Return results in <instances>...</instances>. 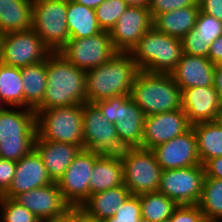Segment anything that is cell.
Returning a JSON list of instances; mask_svg holds the SVG:
<instances>
[{
    "instance_id": "cell-50",
    "label": "cell",
    "mask_w": 222,
    "mask_h": 222,
    "mask_svg": "<svg viewBox=\"0 0 222 222\" xmlns=\"http://www.w3.org/2000/svg\"><path fill=\"white\" fill-rule=\"evenodd\" d=\"M4 37H5V33L0 31V59L2 55Z\"/></svg>"
},
{
    "instance_id": "cell-46",
    "label": "cell",
    "mask_w": 222,
    "mask_h": 222,
    "mask_svg": "<svg viewBox=\"0 0 222 222\" xmlns=\"http://www.w3.org/2000/svg\"><path fill=\"white\" fill-rule=\"evenodd\" d=\"M214 87L222 101V63L216 64L214 70Z\"/></svg>"
},
{
    "instance_id": "cell-30",
    "label": "cell",
    "mask_w": 222,
    "mask_h": 222,
    "mask_svg": "<svg viewBox=\"0 0 222 222\" xmlns=\"http://www.w3.org/2000/svg\"><path fill=\"white\" fill-rule=\"evenodd\" d=\"M0 97L8 107L24 108V91L21 68L0 62Z\"/></svg>"
},
{
    "instance_id": "cell-7",
    "label": "cell",
    "mask_w": 222,
    "mask_h": 222,
    "mask_svg": "<svg viewBox=\"0 0 222 222\" xmlns=\"http://www.w3.org/2000/svg\"><path fill=\"white\" fill-rule=\"evenodd\" d=\"M32 18V29L52 52H59L70 39L67 0L33 1Z\"/></svg>"
},
{
    "instance_id": "cell-10",
    "label": "cell",
    "mask_w": 222,
    "mask_h": 222,
    "mask_svg": "<svg viewBox=\"0 0 222 222\" xmlns=\"http://www.w3.org/2000/svg\"><path fill=\"white\" fill-rule=\"evenodd\" d=\"M52 51L33 29L6 33L0 62L22 68L46 61Z\"/></svg>"
},
{
    "instance_id": "cell-18",
    "label": "cell",
    "mask_w": 222,
    "mask_h": 222,
    "mask_svg": "<svg viewBox=\"0 0 222 222\" xmlns=\"http://www.w3.org/2000/svg\"><path fill=\"white\" fill-rule=\"evenodd\" d=\"M182 109L191 125L215 121L222 101L214 85L191 87L181 91Z\"/></svg>"
},
{
    "instance_id": "cell-25",
    "label": "cell",
    "mask_w": 222,
    "mask_h": 222,
    "mask_svg": "<svg viewBox=\"0 0 222 222\" xmlns=\"http://www.w3.org/2000/svg\"><path fill=\"white\" fill-rule=\"evenodd\" d=\"M31 0H0V31L3 33L32 29Z\"/></svg>"
},
{
    "instance_id": "cell-3",
    "label": "cell",
    "mask_w": 222,
    "mask_h": 222,
    "mask_svg": "<svg viewBox=\"0 0 222 222\" xmlns=\"http://www.w3.org/2000/svg\"><path fill=\"white\" fill-rule=\"evenodd\" d=\"M130 98L145 116L182 109L181 89L171 74L140 70L132 86Z\"/></svg>"
},
{
    "instance_id": "cell-24",
    "label": "cell",
    "mask_w": 222,
    "mask_h": 222,
    "mask_svg": "<svg viewBox=\"0 0 222 222\" xmlns=\"http://www.w3.org/2000/svg\"><path fill=\"white\" fill-rule=\"evenodd\" d=\"M199 12L198 4L168 11L153 19V27L164 34L182 39L195 28Z\"/></svg>"
},
{
    "instance_id": "cell-8",
    "label": "cell",
    "mask_w": 222,
    "mask_h": 222,
    "mask_svg": "<svg viewBox=\"0 0 222 222\" xmlns=\"http://www.w3.org/2000/svg\"><path fill=\"white\" fill-rule=\"evenodd\" d=\"M95 104L106 120L115 124L119 137L134 141L142 148L146 116L130 96H115L97 101Z\"/></svg>"
},
{
    "instance_id": "cell-17",
    "label": "cell",
    "mask_w": 222,
    "mask_h": 222,
    "mask_svg": "<svg viewBox=\"0 0 222 222\" xmlns=\"http://www.w3.org/2000/svg\"><path fill=\"white\" fill-rule=\"evenodd\" d=\"M82 118L84 149L102 156L118 136L115 124L106 120L95 103H83Z\"/></svg>"
},
{
    "instance_id": "cell-45",
    "label": "cell",
    "mask_w": 222,
    "mask_h": 222,
    "mask_svg": "<svg viewBox=\"0 0 222 222\" xmlns=\"http://www.w3.org/2000/svg\"><path fill=\"white\" fill-rule=\"evenodd\" d=\"M207 58L215 65L222 63V35L215 39L210 45Z\"/></svg>"
},
{
    "instance_id": "cell-36",
    "label": "cell",
    "mask_w": 222,
    "mask_h": 222,
    "mask_svg": "<svg viewBox=\"0 0 222 222\" xmlns=\"http://www.w3.org/2000/svg\"><path fill=\"white\" fill-rule=\"evenodd\" d=\"M196 35L203 42L211 45L212 42L222 35V21L213 16L199 12L195 24Z\"/></svg>"
},
{
    "instance_id": "cell-20",
    "label": "cell",
    "mask_w": 222,
    "mask_h": 222,
    "mask_svg": "<svg viewBox=\"0 0 222 222\" xmlns=\"http://www.w3.org/2000/svg\"><path fill=\"white\" fill-rule=\"evenodd\" d=\"M40 220L59 216L71 207L63 198L56 182L20 193L13 198Z\"/></svg>"
},
{
    "instance_id": "cell-38",
    "label": "cell",
    "mask_w": 222,
    "mask_h": 222,
    "mask_svg": "<svg viewBox=\"0 0 222 222\" xmlns=\"http://www.w3.org/2000/svg\"><path fill=\"white\" fill-rule=\"evenodd\" d=\"M183 53L191 56L208 57L210 45L203 42L201 38L196 35V29L193 28L182 39Z\"/></svg>"
},
{
    "instance_id": "cell-28",
    "label": "cell",
    "mask_w": 222,
    "mask_h": 222,
    "mask_svg": "<svg viewBox=\"0 0 222 222\" xmlns=\"http://www.w3.org/2000/svg\"><path fill=\"white\" fill-rule=\"evenodd\" d=\"M201 164L222 156V126L216 121L192 125Z\"/></svg>"
},
{
    "instance_id": "cell-16",
    "label": "cell",
    "mask_w": 222,
    "mask_h": 222,
    "mask_svg": "<svg viewBox=\"0 0 222 222\" xmlns=\"http://www.w3.org/2000/svg\"><path fill=\"white\" fill-rule=\"evenodd\" d=\"M192 125L183 109L145 117L142 148L152 149L188 131Z\"/></svg>"
},
{
    "instance_id": "cell-49",
    "label": "cell",
    "mask_w": 222,
    "mask_h": 222,
    "mask_svg": "<svg viewBox=\"0 0 222 222\" xmlns=\"http://www.w3.org/2000/svg\"><path fill=\"white\" fill-rule=\"evenodd\" d=\"M80 222H101V221L95 220V219H91V218L87 217L85 214H83L80 217Z\"/></svg>"
},
{
    "instance_id": "cell-21",
    "label": "cell",
    "mask_w": 222,
    "mask_h": 222,
    "mask_svg": "<svg viewBox=\"0 0 222 222\" xmlns=\"http://www.w3.org/2000/svg\"><path fill=\"white\" fill-rule=\"evenodd\" d=\"M215 67L208 58L183 53L171 75L181 91L191 87H207L214 84Z\"/></svg>"
},
{
    "instance_id": "cell-11",
    "label": "cell",
    "mask_w": 222,
    "mask_h": 222,
    "mask_svg": "<svg viewBox=\"0 0 222 222\" xmlns=\"http://www.w3.org/2000/svg\"><path fill=\"white\" fill-rule=\"evenodd\" d=\"M59 53L87 72L107 62L117 51L112 45L109 31L102 30L88 38L69 39Z\"/></svg>"
},
{
    "instance_id": "cell-52",
    "label": "cell",
    "mask_w": 222,
    "mask_h": 222,
    "mask_svg": "<svg viewBox=\"0 0 222 222\" xmlns=\"http://www.w3.org/2000/svg\"><path fill=\"white\" fill-rule=\"evenodd\" d=\"M7 106L4 104V102L2 101L1 97H0V111L6 109Z\"/></svg>"
},
{
    "instance_id": "cell-6",
    "label": "cell",
    "mask_w": 222,
    "mask_h": 222,
    "mask_svg": "<svg viewBox=\"0 0 222 222\" xmlns=\"http://www.w3.org/2000/svg\"><path fill=\"white\" fill-rule=\"evenodd\" d=\"M34 111L37 135L41 139L78 145L84 149L83 104Z\"/></svg>"
},
{
    "instance_id": "cell-15",
    "label": "cell",
    "mask_w": 222,
    "mask_h": 222,
    "mask_svg": "<svg viewBox=\"0 0 222 222\" xmlns=\"http://www.w3.org/2000/svg\"><path fill=\"white\" fill-rule=\"evenodd\" d=\"M151 150L162 170L202 165L193 127L170 141L155 146Z\"/></svg>"
},
{
    "instance_id": "cell-19",
    "label": "cell",
    "mask_w": 222,
    "mask_h": 222,
    "mask_svg": "<svg viewBox=\"0 0 222 222\" xmlns=\"http://www.w3.org/2000/svg\"><path fill=\"white\" fill-rule=\"evenodd\" d=\"M52 183L40 155L33 149L16 162V172L11 186L2 196L13 199L20 193Z\"/></svg>"
},
{
    "instance_id": "cell-34",
    "label": "cell",
    "mask_w": 222,
    "mask_h": 222,
    "mask_svg": "<svg viewBox=\"0 0 222 222\" xmlns=\"http://www.w3.org/2000/svg\"><path fill=\"white\" fill-rule=\"evenodd\" d=\"M0 222H38L40 219L14 199L0 196Z\"/></svg>"
},
{
    "instance_id": "cell-37",
    "label": "cell",
    "mask_w": 222,
    "mask_h": 222,
    "mask_svg": "<svg viewBox=\"0 0 222 222\" xmlns=\"http://www.w3.org/2000/svg\"><path fill=\"white\" fill-rule=\"evenodd\" d=\"M141 203L137 195H130L123 204L117 207L114 216L102 222H140Z\"/></svg>"
},
{
    "instance_id": "cell-27",
    "label": "cell",
    "mask_w": 222,
    "mask_h": 222,
    "mask_svg": "<svg viewBox=\"0 0 222 222\" xmlns=\"http://www.w3.org/2000/svg\"><path fill=\"white\" fill-rule=\"evenodd\" d=\"M21 74L24 108L35 109L42 102L47 87L46 61L22 67Z\"/></svg>"
},
{
    "instance_id": "cell-26",
    "label": "cell",
    "mask_w": 222,
    "mask_h": 222,
    "mask_svg": "<svg viewBox=\"0 0 222 222\" xmlns=\"http://www.w3.org/2000/svg\"><path fill=\"white\" fill-rule=\"evenodd\" d=\"M67 26L70 39L88 38L100 33L95 9L67 0Z\"/></svg>"
},
{
    "instance_id": "cell-1",
    "label": "cell",
    "mask_w": 222,
    "mask_h": 222,
    "mask_svg": "<svg viewBox=\"0 0 222 222\" xmlns=\"http://www.w3.org/2000/svg\"><path fill=\"white\" fill-rule=\"evenodd\" d=\"M47 87L34 110L68 107L86 102V71L77 68L59 52L46 59Z\"/></svg>"
},
{
    "instance_id": "cell-44",
    "label": "cell",
    "mask_w": 222,
    "mask_h": 222,
    "mask_svg": "<svg viewBox=\"0 0 222 222\" xmlns=\"http://www.w3.org/2000/svg\"><path fill=\"white\" fill-rule=\"evenodd\" d=\"M203 166L206 177L222 179V156L207 160Z\"/></svg>"
},
{
    "instance_id": "cell-40",
    "label": "cell",
    "mask_w": 222,
    "mask_h": 222,
    "mask_svg": "<svg viewBox=\"0 0 222 222\" xmlns=\"http://www.w3.org/2000/svg\"><path fill=\"white\" fill-rule=\"evenodd\" d=\"M198 4V0H150L148 9L152 19L157 15Z\"/></svg>"
},
{
    "instance_id": "cell-51",
    "label": "cell",
    "mask_w": 222,
    "mask_h": 222,
    "mask_svg": "<svg viewBox=\"0 0 222 222\" xmlns=\"http://www.w3.org/2000/svg\"><path fill=\"white\" fill-rule=\"evenodd\" d=\"M220 126H222V107L218 111L216 120H215Z\"/></svg>"
},
{
    "instance_id": "cell-31",
    "label": "cell",
    "mask_w": 222,
    "mask_h": 222,
    "mask_svg": "<svg viewBox=\"0 0 222 222\" xmlns=\"http://www.w3.org/2000/svg\"><path fill=\"white\" fill-rule=\"evenodd\" d=\"M141 203L142 220L167 222L178 204L160 192L138 195Z\"/></svg>"
},
{
    "instance_id": "cell-14",
    "label": "cell",
    "mask_w": 222,
    "mask_h": 222,
    "mask_svg": "<svg viewBox=\"0 0 222 222\" xmlns=\"http://www.w3.org/2000/svg\"><path fill=\"white\" fill-rule=\"evenodd\" d=\"M152 27L153 19L148 8L129 6L109 31L114 49L117 52H130Z\"/></svg>"
},
{
    "instance_id": "cell-22",
    "label": "cell",
    "mask_w": 222,
    "mask_h": 222,
    "mask_svg": "<svg viewBox=\"0 0 222 222\" xmlns=\"http://www.w3.org/2000/svg\"><path fill=\"white\" fill-rule=\"evenodd\" d=\"M34 149L40 155L53 182L59 180L81 150L78 145L48 141L41 139L38 135L35 139Z\"/></svg>"
},
{
    "instance_id": "cell-42",
    "label": "cell",
    "mask_w": 222,
    "mask_h": 222,
    "mask_svg": "<svg viewBox=\"0 0 222 222\" xmlns=\"http://www.w3.org/2000/svg\"><path fill=\"white\" fill-rule=\"evenodd\" d=\"M199 10L222 21V0H198Z\"/></svg>"
},
{
    "instance_id": "cell-12",
    "label": "cell",
    "mask_w": 222,
    "mask_h": 222,
    "mask_svg": "<svg viewBox=\"0 0 222 222\" xmlns=\"http://www.w3.org/2000/svg\"><path fill=\"white\" fill-rule=\"evenodd\" d=\"M94 152L81 149L65 173L56 182L64 200L71 207H81L90 196V176L95 161L99 158Z\"/></svg>"
},
{
    "instance_id": "cell-53",
    "label": "cell",
    "mask_w": 222,
    "mask_h": 222,
    "mask_svg": "<svg viewBox=\"0 0 222 222\" xmlns=\"http://www.w3.org/2000/svg\"><path fill=\"white\" fill-rule=\"evenodd\" d=\"M140 222H152V221H147V220H141Z\"/></svg>"
},
{
    "instance_id": "cell-13",
    "label": "cell",
    "mask_w": 222,
    "mask_h": 222,
    "mask_svg": "<svg viewBox=\"0 0 222 222\" xmlns=\"http://www.w3.org/2000/svg\"><path fill=\"white\" fill-rule=\"evenodd\" d=\"M162 168L151 149L140 148L123 164L124 185L131 195L157 192Z\"/></svg>"
},
{
    "instance_id": "cell-47",
    "label": "cell",
    "mask_w": 222,
    "mask_h": 222,
    "mask_svg": "<svg viewBox=\"0 0 222 222\" xmlns=\"http://www.w3.org/2000/svg\"><path fill=\"white\" fill-rule=\"evenodd\" d=\"M70 1H73L75 3L84 5L86 7L92 8V9H95L101 3H103L105 0H70Z\"/></svg>"
},
{
    "instance_id": "cell-29",
    "label": "cell",
    "mask_w": 222,
    "mask_h": 222,
    "mask_svg": "<svg viewBox=\"0 0 222 222\" xmlns=\"http://www.w3.org/2000/svg\"><path fill=\"white\" fill-rule=\"evenodd\" d=\"M124 185L123 165L99 157L90 176V195Z\"/></svg>"
},
{
    "instance_id": "cell-9",
    "label": "cell",
    "mask_w": 222,
    "mask_h": 222,
    "mask_svg": "<svg viewBox=\"0 0 222 222\" xmlns=\"http://www.w3.org/2000/svg\"><path fill=\"white\" fill-rule=\"evenodd\" d=\"M205 177L203 165L162 170L158 192L174 200L178 205H197Z\"/></svg>"
},
{
    "instance_id": "cell-2",
    "label": "cell",
    "mask_w": 222,
    "mask_h": 222,
    "mask_svg": "<svg viewBox=\"0 0 222 222\" xmlns=\"http://www.w3.org/2000/svg\"><path fill=\"white\" fill-rule=\"evenodd\" d=\"M139 71L129 52H117L104 64L86 72V102L130 96Z\"/></svg>"
},
{
    "instance_id": "cell-4",
    "label": "cell",
    "mask_w": 222,
    "mask_h": 222,
    "mask_svg": "<svg viewBox=\"0 0 222 222\" xmlns=\"http://www.w3.org/2000/svg\"><path fill=\"white\" fill-rule=\"evenodd\" d=\"M36 136L34 109L7 107L0 111V158L19 161L34 149Z\"/></svg>"
},
{
    "instance_id": "cell-41",
    "label": "cell",
    "mask_w": 222,
    "mask_h": 222,
    "mask_svg": "<svg viewBox=\"0 0 222 222\" xmlns=\"http://www.w3.org/2000/svg\"><path fill=\"white\" fill-rule=\"evenodd\" d=\"M15 172V161L0 158V196L11 186Z\"/></svg>"
},
{
    "instance_id": "cell-35",
    "label": "cell",
    "mask_w": 222,
    "mask_h": 222,
    "mask_svg": "<svg viewBox=\"0 0 222 222\" xmlns=\"http://www.w3.org/2000/svg\"><path fill=\"white\" fill-rule=\"evenodd\" d=\"M140 148L141 146L138 143L116 136L112 138L110 147L101 157L123 165Z\"/></svg>"
},
{
    "instance_id": "cell-5",
    "label": "cell",
    "mask_w": 222,
    "mask_h": 222,
    "mask_svg": "<svg viewBox=\"0 0 222 222\" xmlns=\"http://www.w3.org/2000/svg\"><path fill=\"white\" fill-rule=\"evenodd\" d=\"M140 70L171 74L183 55L182 40L152 27L129 52Z\"/></svg>"
},
{
    "instance_id": "cell-32",
    "label": "cell",
    "mask_w": 222,
    "mask_h": 222,
    "mask_svg": "<svg viewBox=\"0 0 222 222\" xmlns=\"http://www.w3.org/2000/svg\"><path fill=\"white\" fill-rule=\"evenodd\" d=\"M197 205L208 222H222V179L205 177Z\"/></svg>"
},
{
    "instance_id": "cell-43",
    "label": "cell",
    "mask_w": 222,
    "mask_h": 222,
    "mask_svg": "<svg viewBox=\"0 0 222 222\" xmlns=\"http://www.w3.org/2000/svg\"><path fill=\"white\" fill-rule=\"evenodd\" d=\"M83 214L81 207H69L61 215L43 219V222H80Z\"/></svg>"
},
{
    "instance_id": "cell-48",
    "label": "cell",
    "mask_w": 222,
    "mask_h": 222,
    "mask_svg": "<svg viewBox=\"0 0 222 222\" xmlns=\"http://www.w3.org/2000/svg\"><path fill=\"white\" fill-rule=\"evenodd\" d=\"M128 6L131 7H145L148 8L150 0H124Z\"/></svg>"
},
{
    "instance_id": "cell-33",
    "label": "cell",
    "mask_w": 222,
    "mask_h": 222,
    "mask_svg": "<svg viewBox=\"0 0 222 222\" xmlns=\"http://www.w3.org/2000/svg\"><path fill=\"white\" fill-rule=\"evenodd\" d=\"M128 7L124 0H105L95 8L99 27L104 31H110Z\"/></svg>"
},
{
    "instance_id": "cell-39",
    "label": "cell",
    "mask_w": 222,
    "mask_h": 222,
    "mask_svg": "<svg viewBox=\"0 0 222 222\" xmlns=\"http://www.w3.org/2000/svg\"><path fill=\"white\" fill-rule=\"evenodd\" d=\"M167 222H208L198 205H178Z\"/></svg>"
},
{
    "instance_id": "cell-23",
    "label": "cell",
    "mask_w": 222,
    "mask_h": 222,
    "mask_svg": "<svg viewBox=\"0 0 222 222\" xmlns=\"http://www.w3.org/2000/svg\"><path fill=\"white\" fill-rule=\"evenodd\" d=\"M131 195L125 185L111 188L89 196L81 205L84 214L95 220L104 221L114 216L117 207Z\"/></svg>"
}]
</instances>
